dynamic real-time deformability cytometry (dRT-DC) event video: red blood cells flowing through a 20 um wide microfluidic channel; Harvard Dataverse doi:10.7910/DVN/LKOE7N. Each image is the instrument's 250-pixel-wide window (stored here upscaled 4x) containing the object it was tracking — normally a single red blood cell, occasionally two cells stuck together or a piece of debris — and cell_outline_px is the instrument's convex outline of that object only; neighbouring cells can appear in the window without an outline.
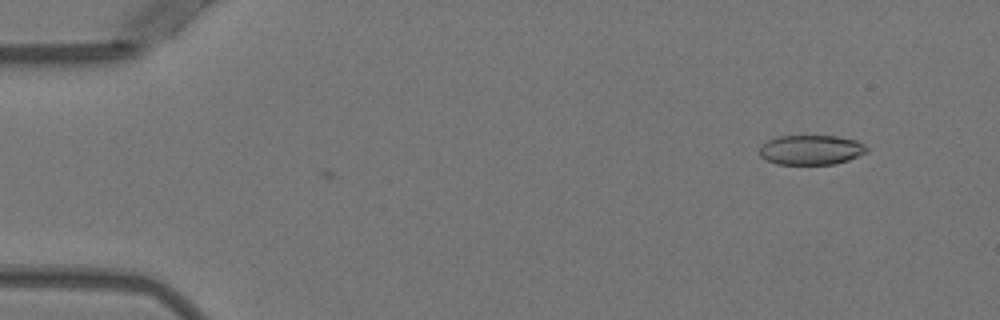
{"species": "Egyptian fruit bat (a non-hibernating species)", "species_latin": "Rousettus aegyptiacus", "temperature_condition": "warm", "stored_images_in_passage": 2, "camera_frame_rate_fps": 3000, "um_per_image_px": 0.085, "animal": {"sex": "female"}, "frame": {"image": 1, "passage_image": 2, "time_ms": 0.333, "image_size_px": [1000, 320], "cell_outline_px": [[868, 152], [848, 160], [836, 164], [776, 164], [760, 156], [760, 144], [776, 136], [836, 136], [856, 140], [864, 144], [868, 148]], "centroid_in_image_um": [68.94, 12.73], "position_along_channel_um": 16.1, "area_um2": 18.67}}